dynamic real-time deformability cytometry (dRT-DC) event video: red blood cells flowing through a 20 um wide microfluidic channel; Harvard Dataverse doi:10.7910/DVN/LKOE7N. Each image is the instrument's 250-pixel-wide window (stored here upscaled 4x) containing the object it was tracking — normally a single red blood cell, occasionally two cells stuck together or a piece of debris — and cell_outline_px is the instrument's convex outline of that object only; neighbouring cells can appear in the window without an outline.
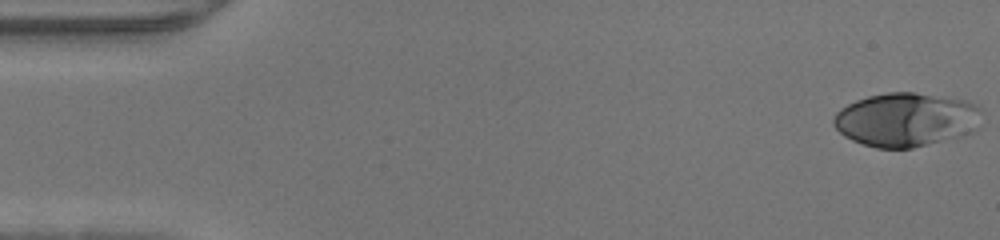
{"species": "human", "species_latin": "Homo sapiens", "temperature_condition": "warm", "stored_images_in_passage": 46, "camera_frame_rate_fps": 3000, "um_per_image_px": 0.085, "donor": {"sex": "male"}, "frame": {"image": 1, "passage_image": 1, "time_ms": 0.0, "image_size_px": [1000, 240], "cell_outline_px": [[980, 112], [972, 132], [912, 148], [876, 148], [852, 140], [844, 136], [832, 124], [832, 120], [836, 112], [840, 108], [856, 100], [868, 96], [888, 92], [916, 92], [964, 100], [980, 104]], "centroid_in_image_um": [76.96, 10.15], "position_along_channel_um": 8.0, "area_um2": 46.12}}
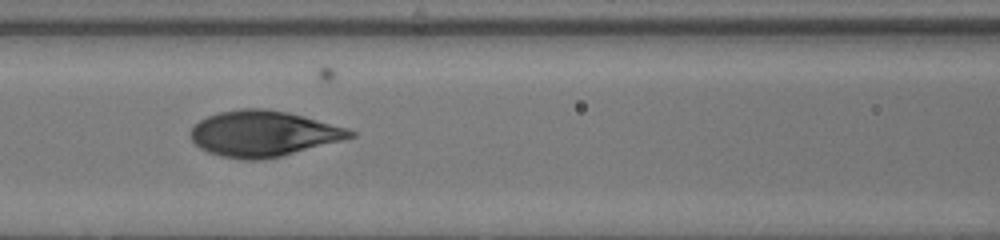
{"frame": {"image": 2, "passage_image": 20, "time_ms": 6.333, "image_size_px": [1000, 240], "cell_outline_px": [[356, 136], [344, 140], [280, 156], [260, 160], [240, 160], [220, 156], [208, 152], [200, 148], [192, 140], [192, 128], [200, 120], [208, 116], [220, 112], [240, 108], [268, 108], [288, 112], [304, 116], [348, 128], [356, 132]], "centroid_in_image_um": [22.41, 11.36], "position_along_channel_um": 144.2, "area_um2": 42.54}}
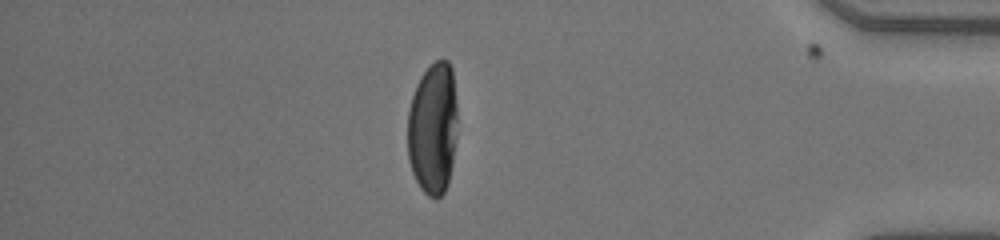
{"frame": {"image": 3, "passage_image": 40, "time_ms": 13.0, "image_size_px": [1000, 240], "cell_outline_px": [[456, 140], [452, 164], [448, 184], [444, 192], [436, 200], [428, 196], [420, 188], [412, 172], [408, 160], [408, 112], [412, 96], [416, 84], [420, 76], [436, 60], [448, 60], [452, 68], [456, 100]], "centroid_in_image_um": [36.79, 10.93], "position_along_channel_um": 398.4, "area_um2": 38.67}}